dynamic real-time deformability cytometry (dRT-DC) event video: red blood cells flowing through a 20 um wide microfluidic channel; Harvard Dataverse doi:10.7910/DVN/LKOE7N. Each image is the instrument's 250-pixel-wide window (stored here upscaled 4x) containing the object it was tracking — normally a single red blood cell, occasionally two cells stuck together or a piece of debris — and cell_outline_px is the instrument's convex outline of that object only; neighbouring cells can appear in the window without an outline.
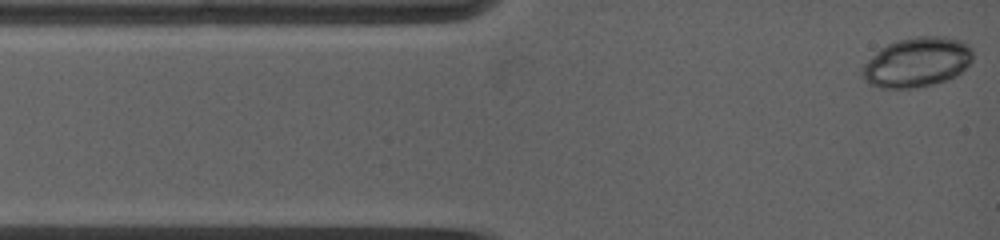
{"species": "common noctule bat (a hibernating species)", "species_latin": "Nyctalus noctula", "temperature_condition": "warm", "stored_images_in_passage": 9, "camera_frame_rate_fps": 5000, "um_per_image_px": 0.085, "animal": {"sex": "female", "body_mass_g": 19.0, "forearm_length_mm": 53.3}, "frame": {"image": 1, "passage_image": 1, "time_ms": 0.0, "image_size_px": [1000, 240], "cell_outline_px": [[972, 60], [956, 76], [932, 84], [916, 88], [880, 88], [868, 84], [860, 76], [860, 68], [880, 48], [896, 40], [916, 36], [944, 36], [960, 40], [968, 44], [972, 48]], "centroid_in_image_um": [77.9, 5.29], "position_along_channel_um": 7.1, "area_um2": 32.25}}
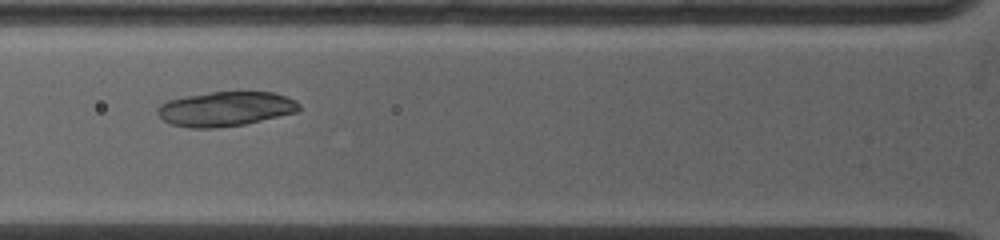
{"frame": {"image": 2, "passage_image": 6, "time_ms": 3.8, "image_size_px": [1000, 240], "cell_outline_px": [[300, 112], [244, 124], [216, 128], [188, 128], [172, 124], [164, 120], [156, 112], [156, 108], [160, 104], [168, 100], [188, 96], [212, 92], [272, 92], [296, 100], [300, 104]], "centroid_in_image_um": [19.19, 9.26], "position_along_channel_um": 106.6, "area_um2": 28.55}}
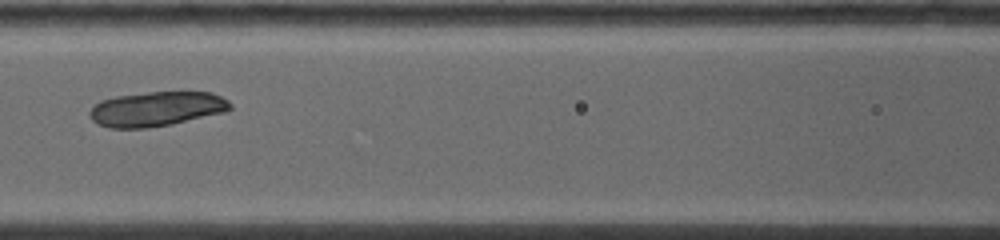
{"frame": {"image": 3, "passage_image": 8, "time_ms": 5.0, "image_size_px": [1000, 240], "cell_outline_px": [[232, 108], [228, 112], [172, 124], [144, 128], [108, 128], [96, 124], [88, 116], [88, 112], [100, 100], [116, 96], [148, 92], [212, 92], [228, 100], [232, 104]], "centroid_in_image_um": [13.32, 9.26], "position_along_channel_um": 153.3, "area_um2": 28.73}}